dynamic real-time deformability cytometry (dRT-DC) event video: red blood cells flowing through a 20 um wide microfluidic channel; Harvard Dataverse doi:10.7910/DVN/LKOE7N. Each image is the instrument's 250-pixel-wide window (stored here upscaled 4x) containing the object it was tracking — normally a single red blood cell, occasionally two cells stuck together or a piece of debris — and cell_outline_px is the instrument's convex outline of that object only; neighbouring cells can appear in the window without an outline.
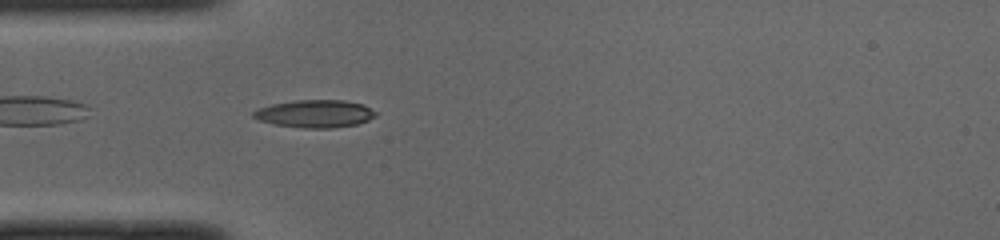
{"species": "common noctule bat (a hibernating species)", "species_latin": "Nyctalus noctula", "temperature_condition": "cold", "stored_images_in_passage": 36, "camera_frame_rate_fps": 3000, "um_per_image_px": 0.085, "animal": {"sex": "male", "body_mass_g": 19.0, "forearm_length_mm": 50.8}, "frame": {"image": 1, "passage_image": 2, "time_ms": 0.333, "image_size_px": [1000, 240], "cell_outline_px": [[376, 116], [368, 120], [356, 124], [332, 128], [304, 128], [272, 124], [260, 120], [252, 116], [252, 112], [260, 108], [272, 104], [296, 100], [344, 100], [364, 104], [376, 112]], "centroid_in_image_um": [26.78, 9.66], "position_along_channel_um": 58.2, "area_um2": 19.65}}
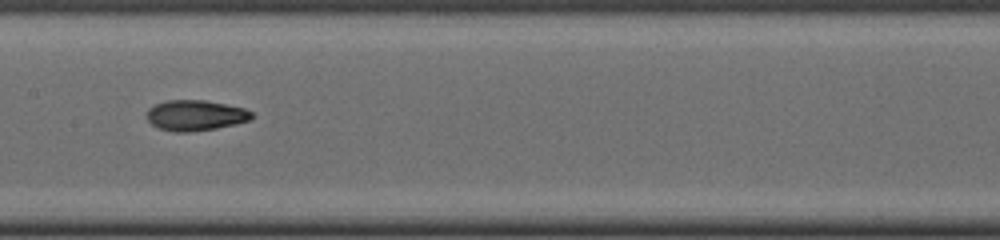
{"frame": {"image": 2, "passage_image": 12, "time_ms": 3.667, "image_size_px": [1000, 240], "cell_outline_px": [[256, 116], [248, 120], [216, 128], [188, 132], [176, 132], [160, 128], [152, 124], [148, 120], [148, 108], [156, 104], [168, 100], [204, 100], [244, 108], [252, 112]], "centroid_in_image_um": [16.62, 9.8], "position_along_channel_um": 190.8, "area_um2": 18.38}}
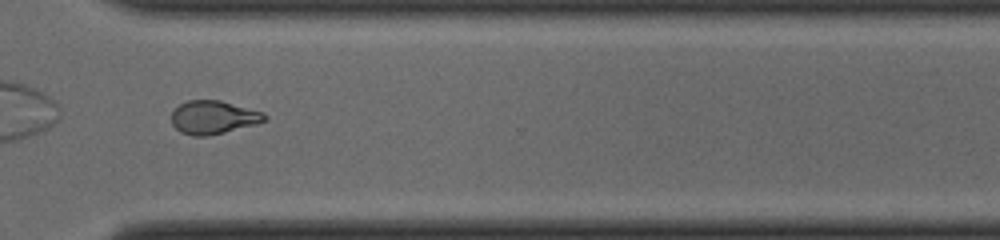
{"frame": {"image": 3, "passage_image": 24, "time_ms": 7.667, "image_size_px": [1000, 240], "cell_outline_px": [[268, 116], [264, 120], [256, 124], [208, 136], [192, 136], [180, 132], [172, 124], [172, 112], [180, 104], [188, 100], [220, 100], [264, 112]], "centroid_in_image_um": [18.13, 9.97], "position_along_channel_um": 352.5, "area_um2": 18.03}, "authors_computed_cell_mechanics": {"area_um2": 18.4671, "velocity_mm_per_s": 4.0349, "shape_relaxation_time_tau1_ms": 8.3349, "shape_relaxation_time_tau2_ms": 2.3681, "deformation_change_tau1": 0.2209, "deformation_change_tau2": 0.0878}}